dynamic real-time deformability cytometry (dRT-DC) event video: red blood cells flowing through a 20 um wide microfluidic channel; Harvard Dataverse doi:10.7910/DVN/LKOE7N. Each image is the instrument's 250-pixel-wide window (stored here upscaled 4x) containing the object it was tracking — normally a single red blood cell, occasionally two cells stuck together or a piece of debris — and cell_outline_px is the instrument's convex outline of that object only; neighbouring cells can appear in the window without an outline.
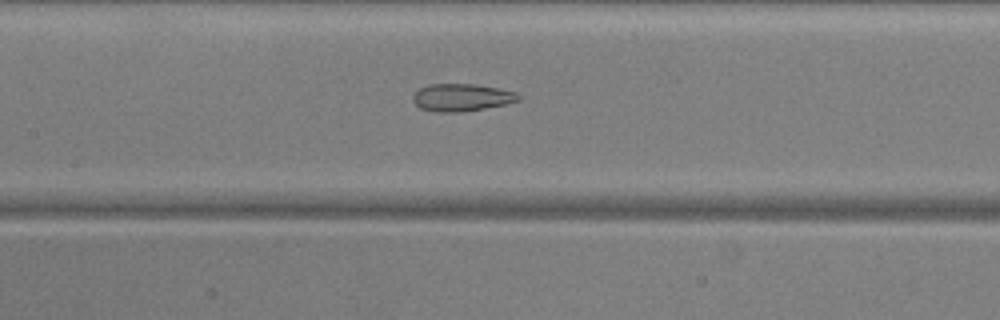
{"species": "common noctule bat (a hibernating species)", "species_latin": "Nyctalus noctula", "temperature_condition": "warm", "stored_images_in_passage": 51, "camera_frame_rate_fps": 3000, "um_per_image_px": 0.085, "animal": {"sex": "male", "body_mass_g": 20.5, "forearm_length_mm": 52.5}, "frame": {"image": 1, "passage_image": 24, "time_ms": 7.667, "image_size_px": [1000, 320], "cell_outline_px": [[520, 100], [504, 104], [484, 108], [460, 112], [436, 112], [420, 108], [412, 100], [412, 96], [420, 88], [428, 84], [476, 84], [500, 88], [516, 92], [520, 96]], "centroid_in_image_um": [39.23, 8.27], "position_along_channel_um": 168.2, "area_um2": 16.88}}
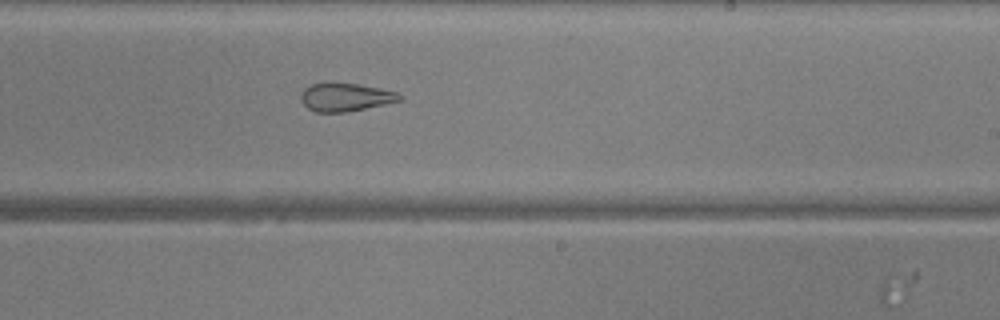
{"frame": {"image": 2, "passage_image": 31, "time_ms": 10.0, "image_size_px": [1000, 320], "cell_outline_px": [[404, 96], [400, 100], [384, 104], [344, 112], [316, 112], [308, 108], [300, 100], [300, 92], [304, 88], [312, 84], [328, 80], [356, 84], [380, 88], [396, 92]], "centroid_in_image_um": [29.3, 8.22], "position_along_channel_um": 259.7, "area_um2": 16.47}}
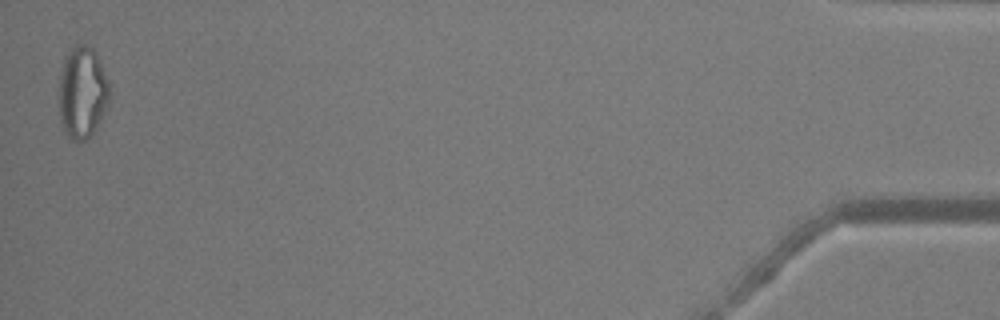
{"frame": {"image": 3, "passage_image": 51, "time_ms": 16.667, "image_size_px": [1000, 320], "cell_outline_px": [[108, 100], [104, 112], [92, 136], [84, 140], [72, 140], [68, 136], [60, 120], [56, 92], [60, 72], [64, 60], [68, 52], [72, 48], [80, 44], [88, 44], [96, 52], [100, 60], [108, 80]], "centroid_in_image_um": [6.95, 7.85], "position_along_channel_um": 428.2, "area_um2": 27.4}, "authors_computed_cell_mechanics": {"area_um2": 22.6576, "velocity_mm_per_s": 3.9352, "shape_relaxation_time_tau1_ms": null, "shape_relaxation_time_tau2_ms": 1.9833, "deformation_change_tau1": null, "deformation_change_tau2": 0.1141}}